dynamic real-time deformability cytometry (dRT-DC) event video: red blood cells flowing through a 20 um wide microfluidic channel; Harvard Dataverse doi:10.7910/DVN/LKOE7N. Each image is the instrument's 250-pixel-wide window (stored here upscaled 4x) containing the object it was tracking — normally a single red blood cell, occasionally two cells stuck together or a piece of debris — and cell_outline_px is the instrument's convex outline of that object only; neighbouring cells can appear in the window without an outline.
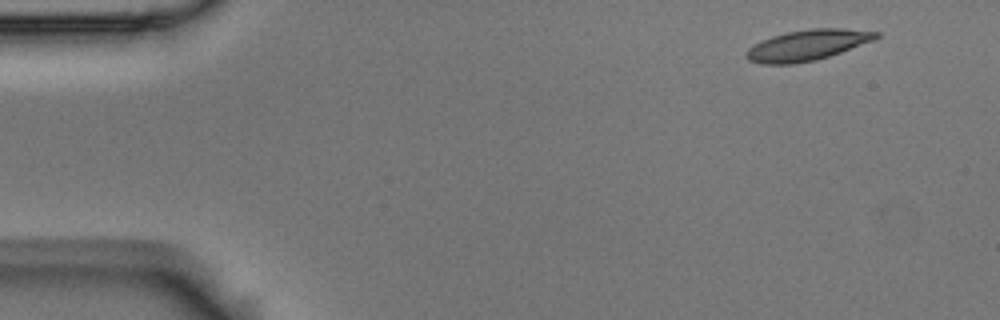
{"species": "Egyptian fruit bat (a non-hibernating species)", "species_latin": "Rousettus aegyptiacus", "temperature_condition": "room temperature", "stored_images_in_passage": 2, "segment_of_instrument_passage": [2, 2], "camera_frame_rate_fps": 3000, "um_per_image_px": 0.085, "animal": {"sex": "male"}, "frame": {"image": 1, "passage_image": 2, "time_ms": 0.333, "image_size_px": [1000, 320], "cell_outline_px": [[880, 36], [876, 40], [816, 60], [792, 64], [760, 64], [748, 60], [744, 56], [744, 52], [748, 48], [772, 36], [788, 32], [812, 28], [844, 28], [880, 32]], "centroid_in_image_um": [68.64, 3.84], "position_along_channel_um": 16.4, "area_um2": 23.24}}